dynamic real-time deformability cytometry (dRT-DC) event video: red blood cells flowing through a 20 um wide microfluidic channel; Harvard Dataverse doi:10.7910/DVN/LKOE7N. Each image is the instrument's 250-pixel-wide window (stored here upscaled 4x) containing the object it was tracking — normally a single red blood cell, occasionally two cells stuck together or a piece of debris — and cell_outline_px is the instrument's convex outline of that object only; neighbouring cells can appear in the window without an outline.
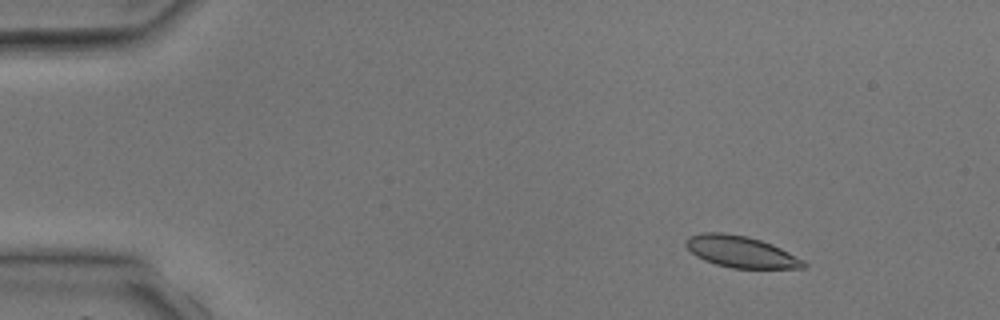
{"species": "common noctule bat (a hibernating species)", "species_latin": "Nyctalus noctula", "temperature_condition": "room temperature", "stored_images_in_passage": 5, "camera_frame_rate_fps": 3000, "um_per_image_px": 0.085, "animal": {"sex": "male", "body_mass_g": 17.9, "forearm_length_mm": 54.2}, "frame": {"image": 1, "passage_image": 2, "time_ms": 1.0, "image_size_px": [1000, 320], "cell_outline_px": [[808, 264], [804, 268], [732, 268], [716, 264], [704, 260], [696, 256], [684, 244], [684, 240], [688, 236], [700, 232], [720, 232], [748, 236], [772, 244], [804, 260]], "centroid_in_image_um": [62.94, 21.39], "position_along_channel_um": 22.1, "area_um2": 21.68}}
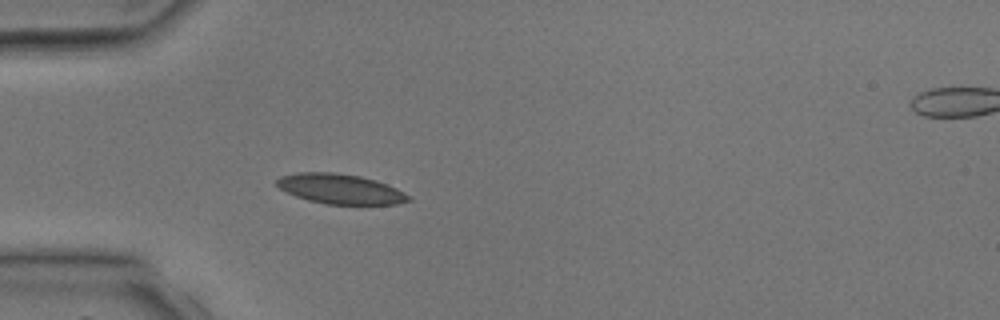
{"frame": {"image": 2, "passage_image": 4, "time_ms": 3.333, "image_size_px": [1000, 320], "cell_outline_px": [[412, 200], [396, 204], [324, 204], [308, 200], [296, 196], [280, 188], [276, 184], [276, 180], [280, 176], [296, 172], [332, 172], [360, 176], [376, 180], [396, 188], [412, 196]], "centroid_in_image_um": [28.94, 16.06], "position_along_channel_um": 56.1, "area_um2": 23.0}}